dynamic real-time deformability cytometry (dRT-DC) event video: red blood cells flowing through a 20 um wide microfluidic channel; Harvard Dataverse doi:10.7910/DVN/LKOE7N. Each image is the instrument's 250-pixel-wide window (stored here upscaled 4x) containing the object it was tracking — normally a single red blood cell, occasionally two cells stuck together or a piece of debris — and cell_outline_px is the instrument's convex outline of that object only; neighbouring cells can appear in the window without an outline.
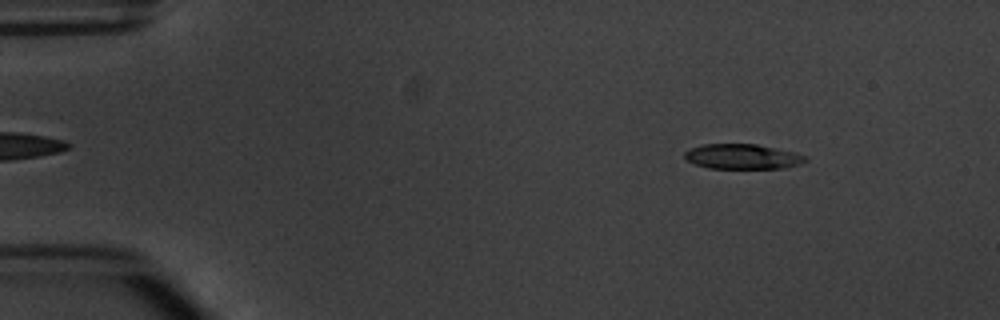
{"species": "common noctule bat (a hibernating species)", "species_latin": "Nyctalus noctula", "temperature_condition": "warm", "stored_images_in_passage": 5, "camera_frame_rate_fps": 3000, "um_per_image_px": 0.085, "animal": {"sex": "male", "body_mass_g": 20.1, "forearm_length_mm": 53.5}, "frame": {"image": 1, "passage_image": 1, "time_ms": 0.0, "image_size_px": [1000, 320], "cell_outline_px": [[808, 160], [784, 168], [708, 168], [696, 164], [688, 160], [684, 156], [684, 152], [688, 148], [704, 144], [756, 144], [792, 152], [808, 156]], "centroid_in_image_um": [63.07, 13.3], "position_along_channel_um": 21.9, "area_um2": 17.4}}
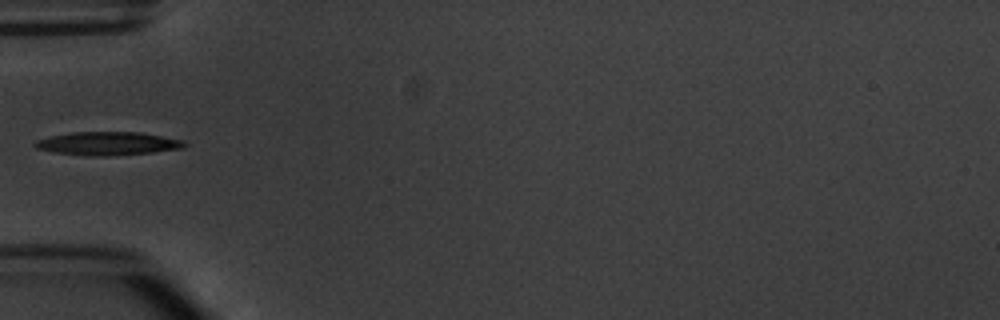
{"frame": {"image": 2, "passage_image": 4, "time_ms": 3.667, "image_size_px": [1000, 320], "cell_outline_px": [[188, 144], [184, 148], [152, 152], [108, 156], [88, 156], [56, 152], [36, 148], [32, 144], [36, 140], [48, 136], [72, 132], [140, 132], [184, 140]], "centroid_in_image_um": [9.16, 12.19], "position_along_channel_um": 75.8, "area_um2": 20.4}}